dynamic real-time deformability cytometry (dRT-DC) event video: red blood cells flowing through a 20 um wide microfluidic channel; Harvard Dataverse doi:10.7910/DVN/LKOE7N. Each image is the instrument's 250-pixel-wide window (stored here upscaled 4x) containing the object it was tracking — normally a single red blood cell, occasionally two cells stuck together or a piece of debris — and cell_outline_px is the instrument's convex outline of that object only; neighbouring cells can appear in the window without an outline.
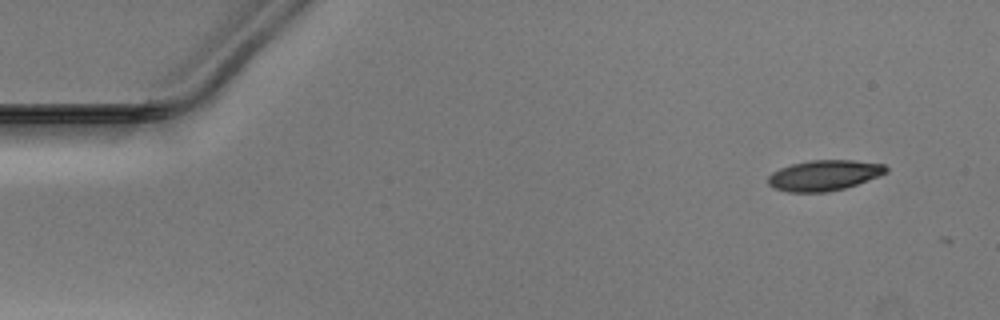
{"species": "Egyptian fruit bat (a non-hibernating species)", "species_latin": "Rousettus aegyptiacus", "temperature_condition": "warm", "stored_images_in_passage": 7, "camera_frame_rate_fps": 3000, "um_per_image_px": 0.085, "animal": {"sex": "male"}, "frame": {"image": 1, "passage_image": 1, "time_ms": 0.0, "image_size_px": [1000, 320], "cell_outline_px": [[888, 172], [880, 176], [844, 188], [824, 192], [788, 192], [776, 188], [768, 184], [768, 176], [772, 172], [780, 168], [792, 164], [808, 160], [852, 160], [884, 164], [888, 168]], "centroid_in_image_um": [70.06, 14.89], "position_along_channel_um": 14.9, "area_um2": 20.92}}